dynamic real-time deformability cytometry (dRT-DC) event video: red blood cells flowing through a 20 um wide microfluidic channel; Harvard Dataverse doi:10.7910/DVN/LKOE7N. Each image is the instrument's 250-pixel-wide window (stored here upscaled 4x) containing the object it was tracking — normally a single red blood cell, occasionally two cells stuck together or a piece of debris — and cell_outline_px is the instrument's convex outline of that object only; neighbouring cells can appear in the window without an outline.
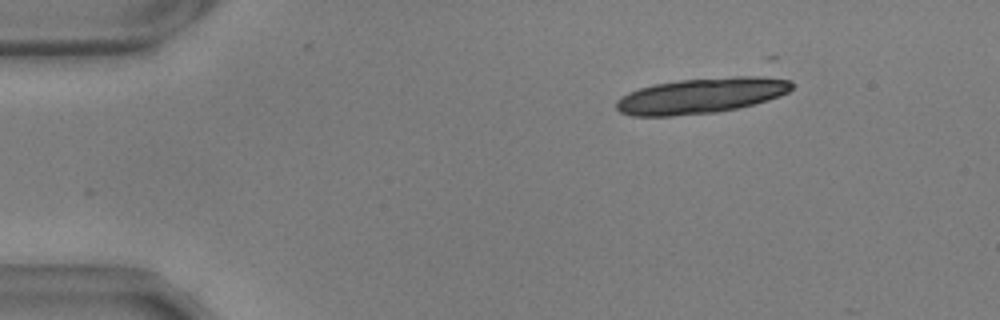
{"species": "common noctule bat (a hibernating species)", "species_latin": "Nyctalus noctula", "temperature_condition": "warm", "stored_images_in_passage": 10, "camera_frame_rate_fps": 3000, "um_per_image_px": 0.085, "animal": {"sex": "male", "body_mass_g": 17.9, "forearm_length_mm": 54.2}, "frame": {"image": 1, "passage_image": 7, "time_ms": 2.0, "image_size_px": [1000, 320], "cell_outline_px": [[792, 88], [788, 92], [780, 96], [768, 100], [736, 108], [716, 112], [672, 116], [632, 116], [620, 112], [616, 108], [616, 100], [620, 96], [628, 92], [652, 84], [680, 80], [736, 76], [772, 76], [792, 80]], "centroid_in_image_um": [59.61, 8.12], "position_along_channel_um": 25.4, "area_um2": 36.59}}